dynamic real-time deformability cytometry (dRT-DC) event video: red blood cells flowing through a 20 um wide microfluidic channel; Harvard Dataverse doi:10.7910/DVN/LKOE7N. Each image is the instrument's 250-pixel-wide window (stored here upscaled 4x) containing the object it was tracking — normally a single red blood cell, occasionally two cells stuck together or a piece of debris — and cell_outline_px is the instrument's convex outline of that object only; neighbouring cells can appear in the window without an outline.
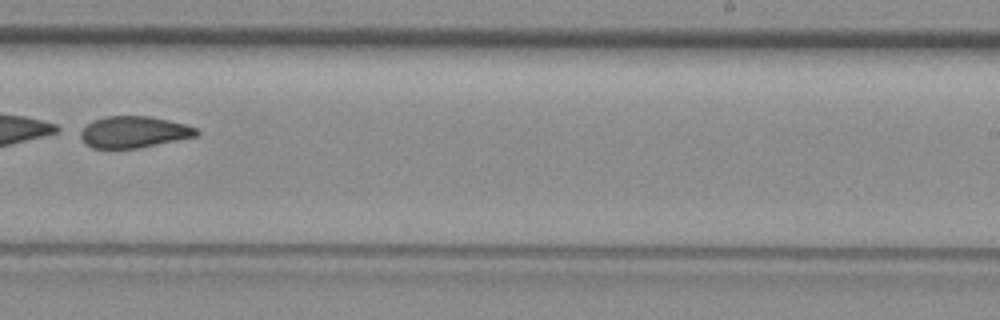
{"species": "common noctule bat (a hibernating species)", "species_latin": "Nyctalus noctula", "temperature_condition": "room temperature", "stored_images_in_passage": 30, "camera_frame_rate_fps": 3000, "um_per_image_px": 0.085, "animal": {"sex": "female", "body_mass_g": 29.2, "forearm_length_mm": 56.3}, "frame": {"image": 1, "passage_image": 26, "time_ms": 8.333, "image_size_px": [1000, 320], "cell_outline_px": [[200, 132], [196, 136], [140, 148], [92, 148], [84, 144], [80, 136], [80, 132], [92, 120], [104, 116], [148, 116], [168, 120], [184, 124], [196, 128]], "centroid_in_image_um": [11.35, 11.22], "position_along_channel_um": 277.7, "area_um2": 21.27}}